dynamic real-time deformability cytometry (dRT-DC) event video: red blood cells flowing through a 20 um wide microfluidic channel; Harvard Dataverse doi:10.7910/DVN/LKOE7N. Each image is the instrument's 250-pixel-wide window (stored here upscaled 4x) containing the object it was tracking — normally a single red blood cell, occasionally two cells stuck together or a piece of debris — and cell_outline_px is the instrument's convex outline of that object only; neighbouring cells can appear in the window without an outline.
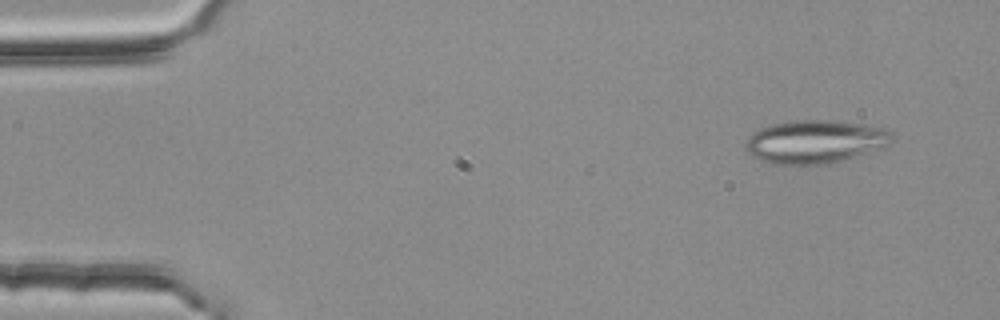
{"species": "common noctule bat (a hibernating species)", "species_latin": "Nyctalus noctula", "temperature_condition": "room temperature", "stored_images_in_passage": 3, "camera_frame_rate_fps": 3000, "um_per_image_px": 0.085, "animal": {"sex": "female", "body_mass_g": 25.1}, "frame": {"image": 1, "passage_image": 1, "time_ms": 0.0, "image_size_px": [1000, 320], "cell_outline_px": [[892, 140], [884, 148], [844, 160], [828, 164], [772, 164], [748, 152], [744, 144], [748, 136], [772, 124], [800, 120], [828, 120], [868, 124], [880, 128], [888, 132], [892, 136]], "centroid_in_image_um": [69.32, 12.05], "position_along_channel_um": 15.7, "area_um2": 36.47}}